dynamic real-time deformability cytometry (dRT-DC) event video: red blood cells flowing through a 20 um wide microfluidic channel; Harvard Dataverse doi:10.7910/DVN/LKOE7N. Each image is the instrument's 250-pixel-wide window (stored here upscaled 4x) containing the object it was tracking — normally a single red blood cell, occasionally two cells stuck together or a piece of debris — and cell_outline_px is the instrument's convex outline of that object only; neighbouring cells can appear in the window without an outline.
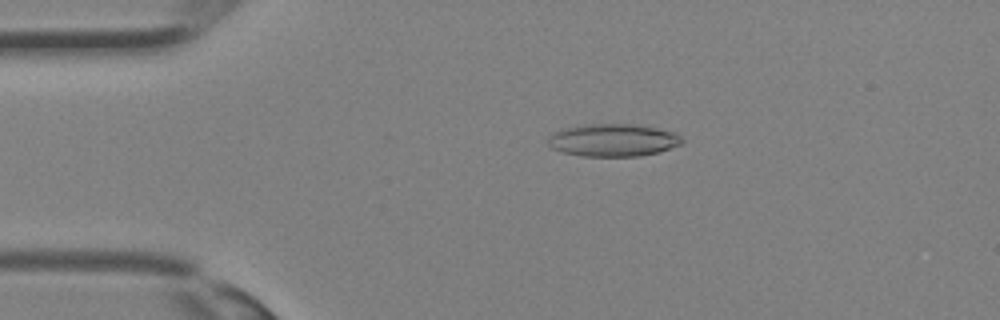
{"species": "Egyptian fruit bat (a non-hibernating species)", "species_latin": "Rousettus aegyptiacus", "temperature_condition": "room temperature", "stored_images_in_passage": 34, "camera_frame_rate_fps": 3000, "um_per_image_px": 0.085, "animal": {"sex": "female"}, "frame": {"image": 1, "passage_image": 7, "time_ms": 2.0, "image_size_px": [1000, 320], "cell_outline_px": [[684, 144], [660, 152], [640, 156], [580, 156], [564, 152], [552, 148], [548, 144], [548, 136], [552, 132], [560, 128], [584, 124], [636, 124], [676, 132], [684, 140]], "centroid_in_image_um": [52.12, 11.9], "position_along_channel_um": 32.9, "area_um2": 25.89}}
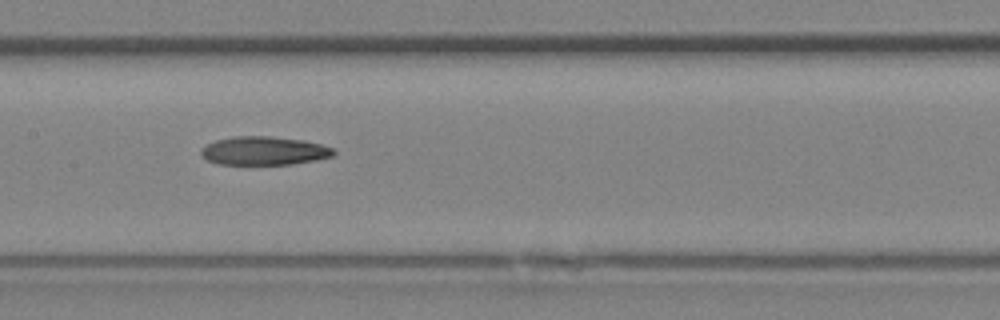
{"frame": {"image": 2, "passage_image": 17, "time_ms": 5.333, "image_size_px": [1000, 320], "cell_outline_px": [[336, 152], [332, 156], [316, 160], [292, 164], [220, 164], [208, 160], [200, 152], [200, 148], [216, 140], [232, 136], [268, 136], [304, 140], [336, 148]], "centroid_in_image_um": [22.48, 12.81], "position_along_channel_um": 184.9, "area_um2": 22.02}}
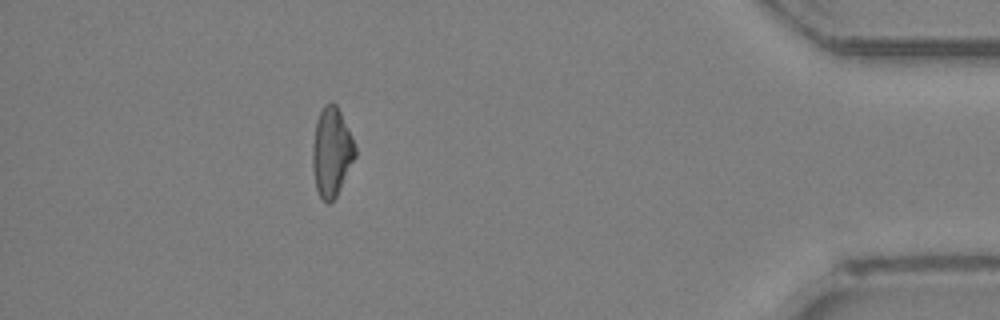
{"frame": {"image": 3, "passage_image": 31, "time_ms": 10.0, "image_size_px": [1000, 320], "cell_outline_px": [[356, 156], [336, 196], [328, 204], [320, 196], [316, 188], [312, 168], [312, 144], [316, 120], [324, 104], [328, 100], [332, 100], [336, 104], [356, 144]], "centroid_in_image_um": [28.17, 12.87], "position_along_channel_um": 407.0, "area_um2": 22.25}}